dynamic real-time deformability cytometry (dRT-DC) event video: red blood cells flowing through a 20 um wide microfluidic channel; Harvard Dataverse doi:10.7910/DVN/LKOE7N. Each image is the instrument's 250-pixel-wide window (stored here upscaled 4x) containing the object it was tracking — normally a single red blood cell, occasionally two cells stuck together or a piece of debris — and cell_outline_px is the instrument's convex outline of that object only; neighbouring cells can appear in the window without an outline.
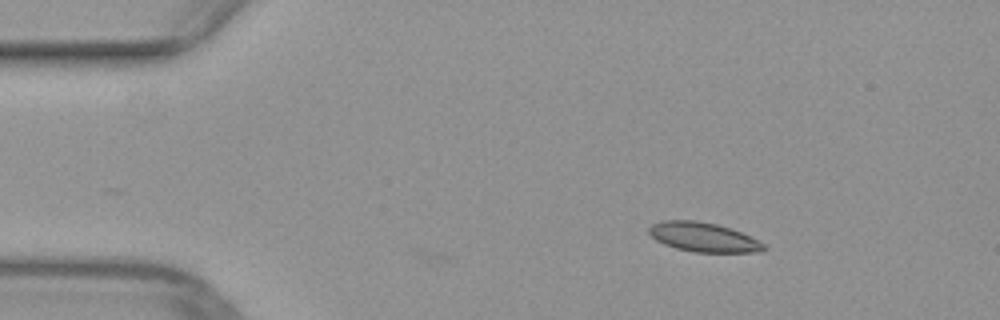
{"species": "common noctule bat (a hibernating species)", "species_latin": "Nyctalus noctula", "temperature_condition": "warm", "stored_images_in_passage": 2, "camera_frame_rate_fps": 3000, "um_per_image_px": 0.085, "animal": {"sex": "female", "body_mass_g": 29.2, "forearm_length_mm": 56.3}, "frame": {"image": 1, "passage_image": 2, "time_ms": 0.333, "image_size_px": [1000, 320], "cell_outline_px": [[768, 248], [764, 252], [692, 252], [676, 248], [664, 244], [656, 240], [648, 232], [648, 228], [652, 224], [664, 220], [696, 220], [716, 224], [732, 228], [764, 244]], "centroid_in_image_um": [59.78, 20.16], "position_along_channel_um": 25.2, "area_um2": 19.65}}